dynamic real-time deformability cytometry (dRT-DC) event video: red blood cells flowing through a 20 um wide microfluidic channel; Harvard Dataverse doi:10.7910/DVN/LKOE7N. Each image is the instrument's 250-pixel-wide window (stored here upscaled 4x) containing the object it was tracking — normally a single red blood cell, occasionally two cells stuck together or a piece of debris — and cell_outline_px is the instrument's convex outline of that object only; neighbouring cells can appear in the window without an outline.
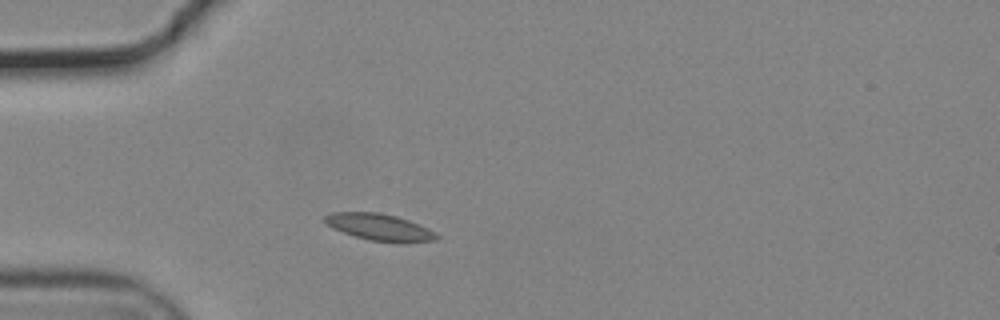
{"species": "common noctule bat (a hibernating species)", "species_latin": "Nyctalus noctula", "temperature_condition": "cold", "stored_images_in_passage": 47, "camera_frame_rate_fps": 3000, "um_per_image_px": 0.085, "animal": {"sex": "male", "body_mass_g": 19.2, "forearm_length_mm": 51.8}, "frame": {"image": 1, "passage_image": 8, "time_ms": 2.333, "image_size_px": [1000, 320], "cell_outline_px": [[440, 236], [436, 240], [372, 240], [356, 236], [332, 228], [324, 220], [324, 216], [332, 212], [380, 212], [396, 216], [408, 220], [428, 228], [436, 232]], "centroid_in_image_um": [32.21, 19.25], "position_along_channel_um": 52.8, "area_um2": 16.59}}
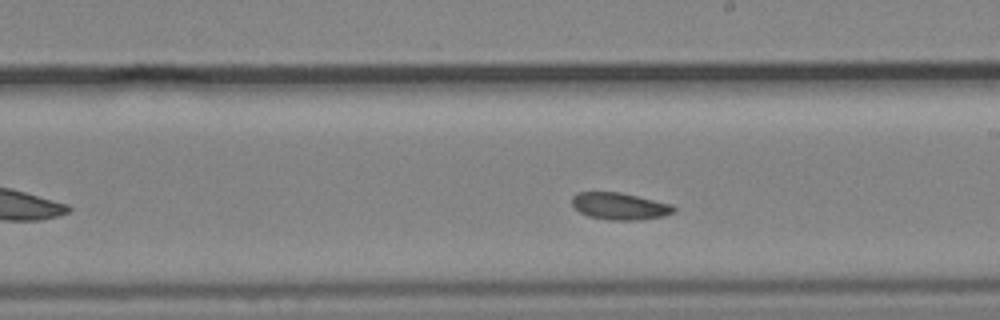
{"frame": {"image": 2, "passage_image": 24, "time_ms": 7.667, "image_size_px": [1000, 320], "cell_outline_px": [[676, 208], [672, 212], [664, 216], [640, 220], [608, 220], [588, 216], [580, 212], [572, 204], [572, 196], [576, 192], [620, 192], [672, 204]], "centroid_in_image_um": [52.66, 17.52], "position_along_channel_um": 236.3, "area_um2": 16.01}}
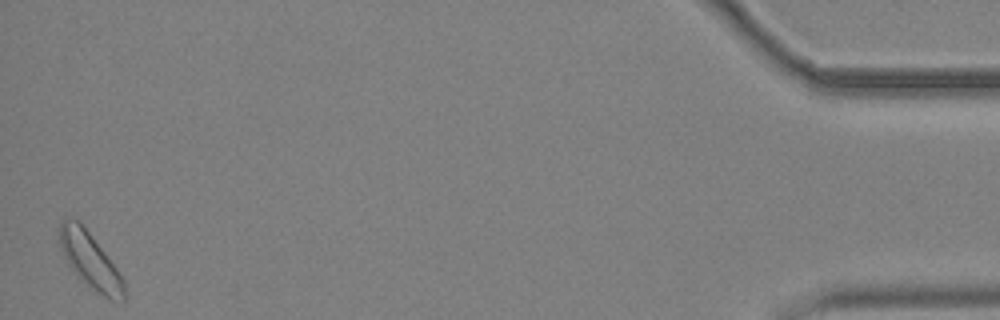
{"frame": {"image": 3, "passage_image": 47, "time_ms": 15.333, "image_size_px": [1000, 320], "cell_outline_px": [[124, 300], [108, 300], [88, 288], [76, 276], [68, 264], [60, 248], [60, 220], [80, 220], [116, 268], [124, 280]], "centroid_in_image_um": [7.65, 22.19], "position_along_channel_um": 427.5, "area_um2": 20.92}, "authors_computed_cell_mechanics": {"area_um2": 16.6464, "velocity_mm_per_s": 3.6653, "shape_relaxation_time_tau1_ms": 2.7412, "shape_relaxation_time_tau2_ms": 4.1244, "deformation_change_tau1": 0.0537, "deformation_change_tau2": 0.087}}